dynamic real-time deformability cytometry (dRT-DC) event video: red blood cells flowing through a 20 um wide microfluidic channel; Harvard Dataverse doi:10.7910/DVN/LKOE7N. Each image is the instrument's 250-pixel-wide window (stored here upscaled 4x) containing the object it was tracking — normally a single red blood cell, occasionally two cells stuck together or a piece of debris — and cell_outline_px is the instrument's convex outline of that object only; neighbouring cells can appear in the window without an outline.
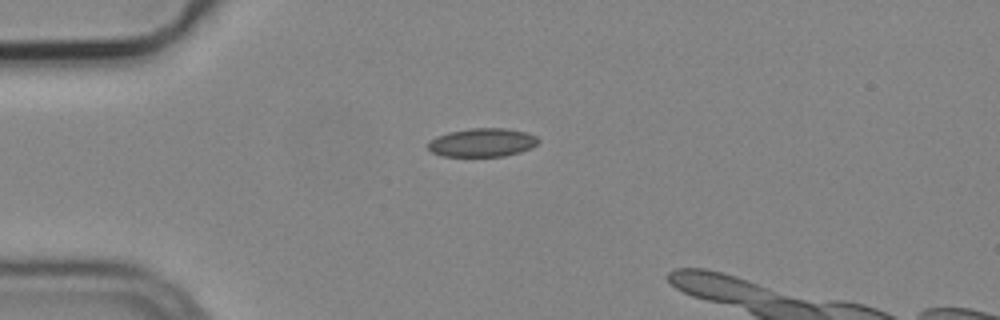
{"species": "common noctule bat (a hibernating species)", "species_latin": "Nyctalus noctula", "temperature_condition": "cold", "stored_images_in_passage": 3, "camera_frame_rate_fps": 3000, "um_per_image_px": 0.085, "animal": {"sex": "male", "body_mass_g": 19.2, "forearm_length_mm": 51.8}, "frame": {"image": 1, "passage_image": 3, "time_ms": 0.667, "image_size_px": [1000, 320], "cell_outline_px": [[540, 140], [532, 148], [520, 152], [504, 156], [444, 156], [432, 152], [428, 148], [428, 140], [436, 136], [448, 132], [472, 128], [504, 128], [528, 132], [536, 136]], "centroid_in_image_um": [41.0, 12.11], "position_along_channel_um": 44.0, "area_um2": 18.44}}